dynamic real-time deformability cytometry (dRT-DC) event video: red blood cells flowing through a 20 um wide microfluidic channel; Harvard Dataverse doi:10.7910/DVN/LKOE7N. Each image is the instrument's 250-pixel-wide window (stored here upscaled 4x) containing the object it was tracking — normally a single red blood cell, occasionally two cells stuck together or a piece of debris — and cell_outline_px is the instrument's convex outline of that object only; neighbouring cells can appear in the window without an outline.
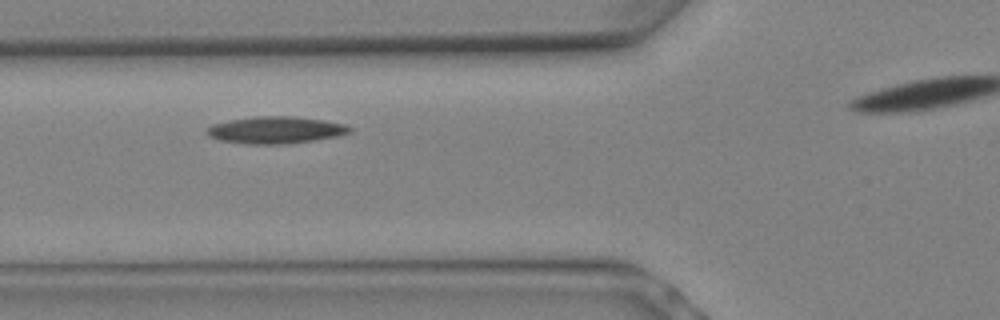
{"species": "Egyptian fruit bat (a non-hibernating species)", "species_latin": "Rousettus aegyptiacus", "temperature_condition": "warm", "stored_images_in_passage": 6, "camera_frame_rate_fps": 3000, "um_per_image_px": 0.085, "animal": {"sex": "female"}, "frame": {"image": 1, "passage_image": 5, "time_ms": 1.333, "image_size_px": [1000, 320], "cell_outline_px": [[352, 132], [340, 136], [316, 140], [284, 144], [248, 144], [220, 140], [208, 136], [204, 128], [212, 124], [232, 120], [256, 116], [292, 116], [324, 120], [348, 124], [352, 128]], "centroid_in_image_um": [23.47, 11.05], "position_along_channel_um": 102.3, "area_um2": 22.72}}